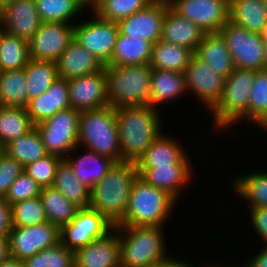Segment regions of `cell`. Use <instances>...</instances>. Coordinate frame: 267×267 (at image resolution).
Masks as SVG:
<instances>
[{
	"mask_svg": "<svg viewBox=\"0 0 267 267\" xmlns=\"http://www.w3.org/2000/svg\"><path fill=\"white\" fill-rule=\"evenodd\" d=\"M121 162L137 163L162 133L157 108L150 105L115 108Z\"/></svg>",
	"mask_w": 267,
	"mask_h": 267,
	"instance_id": "obj_1",
	"label": "cell"
},
{
	"mask_svg": "<svg viewBox=\"0 0 267 267\" xmlns=\"http://www.w3.org/2000/svg\"><path fill=\"white\" fill-rule=\"evenodd\" d=\"M138 175L135 163H116L91 189L90 207L117 225L124 218L131 188Z\"/></svg>",
	"mask_w": 267,
	"mask_h": 267,
	"instance_id": "obj_2",
	"label": "cell"
},
{
	"mask_svg": "<svg viewBox=\"0 0 267 267\" xmlns=\"http://www.w3.org/2000/svg\"><path fill=\"white\" fill-rule=\"evenodd\" d=\"M176 200L139 175L133 182L124 218L115 226H162Z\"/></svg>",
	"mask_w": 267,
	"mask_h": 267,
	"instance_id": "obj_3",
	"label": "cell"
},
{
	"mask_svg": "<svg viewBox=\"0 0 267 267\" xmlns=\"http://www.w3.org/2000/svg\"><path fill=\"white\" fill-rule=\"evenodd\" d=\"M115 227L119 232L121 267H154L167 257L163 226Z\"/></svg>",
	"mask_w": 267,
	"mask_h": 267,
	"instance_id": "obj_4",
	"label": "cell"
},
{
	"mask_svg": "<svg viewBox=\"0 0 267 267\" xmlns=\"http://www.w3.org/2000/svg\"><path fill=\"white\" fill-rule=\"evenodd\" d=\"M107 97L110 106L149 105L152 68L149 64L105 65Z\"/></svg>",
	"mask_w": 267,
	"mask_h": 267,
	"instance_id": "obj_5",
	"label": "cell"
},
{
	"mask_svg": "<svg viewBox=\"0 0 267 267\" xmlns=\"http://www.w3.org/2000/svg\"><path fill=\"white\" fill-rule=\"evenodd\" d=\"M121 162L115 108L105 107L80 112L78 145Z\"/></svg>",
	"mask_w": 267,
	"mask_h": 267,
	"instance_id": "obj_6",
	"label": "cell"
},
{
	"mask_svg": "<svg viewBox=\"0 0 267 267\" xmlns=\"http://www.w3.org/2000/svg\"><path fill=\"white\" fill-rule=\"evenodd\" d=\"M255 70L236 68L225 78L224 88L217 103L209 110L215 126L225 128L242 117L247 119V110Z\"/></svg>",
	"mask_w": 267,
	"mask_h": 267,
	"instance_id": "obj_7",
	"label": "cell"
},
{
	"mask_svg": "<svg viewBox=\"0 0 267 267\" xmlns=\"http://www.w3.org/2000/svg\"><path fill=\"white\" fill-rule=\"evenodd\" d=\"M224 37L236 68L267 69L263 39L259 33L250 32L230 20L219 31Z\"/></svg>",
	"mask_w": 267,
	"mask_h": 267,
	"instance_id": "obj_8",
	"label": "cell"
},
{
	"mask_svg": "<svg viewBox=\"0 0 267 267\" xmlns=\"http://www.w3.org/2000/svg\"><path fill=\"white\" fill-rule=\"evenodd\" d=\"M79 120L80 111L69 108L58 111L50 119L35 126L48 154L65 159L69 153L79 147Z\"/></svg>",
	"mask_w": 267,
	"mask_h": 267,
	"instance_id": "obj_9",
	"label": "cell"
},
{
	"mask_svg": "<svg viewBox=\"0 0 267 267\" xmlns=\"http://www.w3.org/2000/svg\"><path fill=\"white\" fill-rule=\"evenodd\" d=\"M115 225L92 207L79 208L69 224L59 229L60 242L76 251L111 232Z\"/></svg>",
	"mask_w": 267,
	"mask_h": 267,
	"instance_id": "obj_10",
	"label": "cell"
},
{
	"mask_svg": "<svg viewBox=\"0 0 267 267\" xmlns=\"http://www.w3.org/2000/svg\"><path fill=\"white\" fill-rule=\"evenodd\" d=\"M93 15L95 17L91 21L74 25V39L105 66L112 59L119 25L118 22L100 18L96 13Z\"/></svg>",
	"mask_w": 267,
	"mask_h": 267,
	"instance_id": "obj_11",
	"label": "cell"
},
{
	"mask_svg": "<svg viewBox=\"0 0 267 267\" xmlns=\"http://www.w3.org/2000/svg\"><path fill=\"white\" fill-rule=\"evenodd\" d=\"M74 39V26L63 22H41L28 41L30 59L57 62Z\"/></svg>",
	"mask_w": 267,
	"mask_h": 267,
	"instance_id": "obj_12",
	"label": "cell"
},
{
	"mask_svg": "<svg viewBox=\"0 0 267 267\" xmlns=\"http://www.w3.org/2000/svg\"><path fill=\"white\" fill-rule=\"evenodd\" d=\"M10 256L25 260L60 241L59 228L49 222L29 227L12 226L9 234Z\"/></svg>",
	"mask_w": 267,
	"mask_h": 267,
	"instance_id": "obj_13",
	"label": "cell"
},
{
	"mask_svg": "<svg viewBox=\"0 0 267 267\" xmlns=\"http://www.w3.org/2000/svg\"><path fill=\"white\" fill-rule=\"evenodd\" d=\"M169 6L204 32H219L229 21L225 0H168Z\"/></svg>",
	"mask_w": 267,
	"mask_h": 267,
	"instance_id": "obj_14",
	"label": "cell"
},
{
	"mask_svg": "<svg viewBox=\"0 0 267 267\" xmlns=\"http://www.w3.org/2000/svg\"><path fill=\"white\" fill-rule=\"evenodd\" d=\"M187 92L192 91L210 110L221 97L225 77L215 72L195 54L191 56L184 72Z\"/></svg>",
	"mask_w": 267,
	"mask_h": 267,
	"instance_id": "obj_15",
	"label": "cell"
},
{
	"mask_svg": "<svg viewBox=\"0 0 267 267\" xmlns=\"http://www.w3.org/2000/svg\"><path fill=\"white\" fill-rule=\"evenodd\" d=\"M71 108L86 111L109 105L105 68L68 80Z\"/></svg>",
	"mask_w": 267,
	"mask_h": 267,
	"instance_id": "obj_16",
	"label": "cell"
},
{
	"mask_svg": "<svg viewBox=\"0 0 267 267\" xmlns=\"http://www.w3.org/2000/svg\"><path fill=\"white\" fill-rule=\"evenodd\" d=\"M168 6V0H155L147 8L121 19L118 22L119 31L126 36L142 38L155 44L161 40L163 19Z\"/></svg>",
	"mask_w": 267,
	"mask_h": 267,
	"instance_id": "obj_17",
	"label": "cell"
},
{
	"mask_svg": "<svg viewBox=\"0 0 267 267\" xmlns=\"http://www.w3.org/2000/svg\"><path fill=\"white\" fill-rule=\"evenodd\" d=\"M112 231L77 249L75 267H121L119 234L116 227Z\"/></svg>",
	"mask_w": 267,
	"mask_h": 267,
	"instance_id": "obj_18",
	"label": "cell"
},
{
	"mask_svg": "<svg viewBox=\"0 0 267 267\" xmlns=\"http://www.w3.org/2000/svg\"><path fill=\"white\" fill-rule=\"evenodd\" d=\"M0 18L2 30L27 42L41 24L35 0H14L0 10Z\"/></svg>",
	"mask_w": 267,
	"mask_h": 267,
	"instance_id": "obj_19",
	"label": "cell"
},
{
	"mask_svg": "<svg viewBox=\"0 0 267 267\" xmlns=\"http://www.w3.org/2000/svg\"><path fill=\"white\" fill-rule=\"evenodd\" d=\"M71 108L68 80L58 78L49 89L29 100L27 114L34 126L53 117L58 111Z\"/></svg>",
	"mask_w": 267,
	"mask_h": 267,
	"instance_id": "obj_20",
	"label": "cell"
},
{
	"mask_svg": "<svg viewBox=\"0 0 267 267\" xmlns=\"http://www.w3.org/2000/svg\"><path fill=\"white\" fill-rule=\"evenodd\" d=\"M205 33L199 26L168 6L162 24V41L186 47L194 53Z\"/></svg>",
	"mask_w": 267,
	"mask_h": 267,
	"instance_id": "obj_21",
	"label": "cell"
},
{
	"mask_svg": "<svg viewBox=\"0 0 267 267\" xmlns=\"http://www.w3.org/2000/svg\"><path fill=\"white\" fill-rule=\"evenodd\" d=\"M59 78L72 79L101 71L104 66L81 44L73 39L58 59Z\"/></svg>",
	"mask_w": 267,
	"mask_h": 267,
	"instance_id": "obj_22",
	"label": "cell"
},
{
	"mask_svg": "<svg viewBox=\"0 0 267 267\" xmlns=\"http://www.w3.org/2000/svg\"><path fill=\"white\" fill-rule=\"evenodd\" d=\"M170 137H166V134H160L136 163V167L191 166L181 145Z\"/></svg>",
	"mask_w": 267,
	"mask_h": 267,
	"instance_id": "obj_23",
	"label": "cell"
},
{
	"mask_svg": "<svg viewBox=\"0 0 267 267\" xmlns=\"http://www.w3.org/2000/svg\"><path fill=\"white\" fill-rule=\"evenodd\" d=\"M191 168L192 166H156L137 168V171L148 184L164 190L176 200L179 198L180 189L191 180Z\"/></svg>",
	"mask_w": 267,
	"mask_h": 267,
	"instance_id": "obj_24",
	"label": "cell"
},
{
	"mask_svg": "<svg viewBox=\"0 0 267 267\" xmlns=\"http://www.w3.org/2000/svg\"><path fill=\"white\" fill-rule=\"evenodd\" d=\"M194 54L225 78L235 69L226 41L220 32L205 33Z\"/></svg>",
	"mask_w": 267,
	"mask_h": 267,
	"instance_id": "obj_25",
	"label": "cell"
},
{
	"mask_svg": "<svg viewBox=\"0 0 267 267\" xmlns=\"http://www.w3.org/2000/svg\"><path fill=\"white\" fill-rule=\"evenodd\" d=\"M87 151L76 159L69 155L64 160L71 166L78 180L92 189L117 162L105 155Z\"/></svg>",
	"mask_w": 267,
	"mask_h": 267,
	"instance_id": "obj_26",
	"label": "cell"
},
{
	"mask_svg": "<svg viewBox=\"0 0 267 267\" xmlns=\"http://www.w3.org/2000/svg\"><path fill=\"white\" fill-rule=\"evenodd\" d=\"M186 91L183 72L152 69L149 95V105L152 108L159 106V103L178 98Z\"/></svg>",
	"mask_w": 267,
	"mask_h": 267,
	"instance_id": "obj_27",
	"label": "cell"
},
{
	"mask_svg": "<svg viewBox=\"0 0 267 267\" xmlns=\"http://www.w3.org/2000/svg\"><path fill=\"white\" fill-rule=\"evenodd\" d=\"M152 43L132 36H126L119 31L110 66H126L149 64L152 53Z\"/></svg>",
	"mask_w": 267,
	"mask_h": 267,
	"instance_id": "obj_28",
	"label": "cell"
},
{
	"mask_svg": "<svg viewBox=\"0 0 267 267\" xmlns=\"http://www.w3.org/2000/svg\"><path fill=\"white\" fill-rule=\"evenodd\" d=\"M194 53L183 46L157 41L152 45L150 67L152 69L185 72Z\"/></svg>",
	"mask_w": 267,
	"mask_h": 267,
	"instance_id": "obj_29",
	"label": "cell"
},
{
	"mask_svg": "<svg viewBox=\"0 0 267 267\" xmlns=\"http://www.w3.org/2000/svg\"><path fill=\"white\" fill-rule=\"evenodd\" d=\"M24 68L0 71V106L26 108L29 103Z\"/></svg>",
	"mask_w": 267,
	"mask_h": 267,
	"instance_id": "obj_30",
	"label": "cell"
},
{
	"mask_svg": "<svg viewBox=\"0 0 267 267\" xmlns=\"http://www.w3.org/2000/svg\"><path fill=\"white\" fill-rule=\"evenodd\" d=\"M53 187L79 208L90 207L91 189L78 180L64 159L56 169Z\"/></svg>",
	"mask_w": 267,
	"mask_h": 267,
	"instance_id": "obj_31",
	"label": "cell"
},
{
	"mask_svg": "<svg viewBox=\"0 0 267 267\" xmlns=\"http://www.w3.org/2000/svg\"><path fill=\"white\" fill-rule=\"evenodd\" d=\"M3 152L17 160L23 167L48 155L36 127L3 147Z\"/></svg>",
	"mask_w": 267,
	"mask_h": 267,
	"instance_id": "obj_32",
	"label": "cell"
},
{
	"mask_svg": "<svg viewBox=\"0 0 267 267\" xmlns=\"http://www.w3.org/2000/svg\"><path fill=\"white\" fill-rule=\"evenodd\" d=\"M48 222L56 225L59 229L69 224L76 216L79 209L70 202L59 190L53 186L44 187L40 194Z\"/></svg>",
	"mask_w": 267,
	"mask_h": 267,
	"instance_id": "obj_33",
	"label": "cell"
},
{
	"mask_svg": "<svg viewBox=\"0 0 267 267\" xmlns=\"http://www.w3.org/2000/svg\"><path fill=\"white\" fill-rule=\"evenodd\" d=\"M34 127L26 108L0 106V147L25 135Z\"/></svg>",
	"mask_w": 267,
	"mask_h": 267,
	"instance_id": "obj_34",
	"label": "cell"
},
{
	"mask_svg": "<svg viewBox=\"0 0 267 267\" xmlns=\"http://www.w3.org/2000/svg\"><path fill=\"white\" fill-rule=\"evenodd\" d=\"M29 100L46 92L59 78L57 63L30 59L24 68Z\"/></svg>",
	"mask_w": 267,
	"mask_h": 267,
	"instance_id": "obj_35",
	"label": "cell"
},
{
	"mask_svg": "<svg viewBox=\"0 0 267 267\" xmlns=\"http://www.w3.org/2000/svg\"><path fill=\"white\" fill-rule=\"evenodd\" d=\"M29 60L28 42L1 30L0 71L23 69Z\"/></svg>",
	"mask_w": 267,
	"mask_h": 267,
	"instance_id": "obj_36",
	"label": "cell"
},
{
	"mask_svg": "<svg viewBox=\"0 0 267 267\" xmlns=\"http://www.w3.org/2000/svg\"><path fill=\"white\" fill-rule=\"evenodd\" d=\"M229 20L250 32L260 33L267 22L262 0H244L229 10Z\"/></svg>",
	"mask_w": 267,
	"mask_h": 267,
	"instance_id": "obj_37",
	"label": "cell"
},
{
	"mask_svg": "<svg viewBox=\"0 0 267 267\" xmlns=\"http://www.w3.org/2000/svg\"><path fill=\"white\" fill-rule=\"evenodd\" d=\"M249 174L236 178L232 187L238 195L249 201L250 209L267 207V173Z\"/></svg>",
	"mask_w": 267,
	"mask_h": 267,
	"instance_id": "obj_38",
	"label": "cell"
},
{
	"mask_svg": "<svg viewBox=\"0 0 267 267\" xmlns=\"http://www.w3.org/2000/svg\"><path fill=\"white\" fill-rule=\"evenodd\" d=\"M41 22L69 23L85 5L82 0H35Z\"/></svg>",
	"mask_w": 267,
	"mask_h": 267,
	"instance_id": "obj_39",
	"label": "cell"
},
{
	"mask_svg": "<svg viewBox=\"0 0 267 267\" xmlns=\"http://www.w3.org/2000/svg\"><path fill=\"white\" fill-rule=\"evenodd\" d=\"M247 119L261 127L267 122V69L255 70L251 88Z\"/></svg>",
	"mask_w": 267,
	"mask_h": 267,
	"instance_id": "obj_40",
	"label": "cell"
},
{
	"mask_svg": "<svg viewBox=\"0 0 267 267\" xmlns=\"http://www.w3.org/2000/svg\"><path fill=\"white\" fill-rule=\"evenodd\" d=\"M155 0H101L93 9L100 18L119 22L147 8Z\"/></svg>",
	"mask_w": 267,
	"mask_h": 267,
	"instance_id": "obj_41",
	"label": "cell"
},
{
	"mask_svg": "<svg viewBox=\"0 0 267 267\" xmlns=\"http://www.w3.org/2000/svg\"><path fill=\"white\" fill-rule=\"evenodd\" d=\"M10 207L12 226L29 227L48 222L40 196L16 202Z\"/></svg>",
	"mask_w": 267,
	"mask_h": 267,
	"instance_id": "obj_42",
	"label": "cell"
},
{
	"mask_svg": "<svg viewBox=\"0 0 267 267\" xmlns=\"http://www.w3.org/2000/svg\"><path fill=\"white\" fill-rule=\"evenodd\" d=\"M24 267H75L74 251L60 241L23 260Z\"/></svg>",
	"mask_w": 267,
	"mask_h": 267,
	"instance_id": "obj_43",
	"label": "cell"
},
{
	"mask_svg": "<svg viewBox=\"0 0 267 267\" xmlns=\"http://www.w3.org/2000/svg\"><path fill=\"white\" fill-rule=\"evenodd\" d=\"M63 159L48 154L45 157L24 167V171L31 176L42 188L53 186L56 169Z\"/></svg>",
	"mask_w": 267,
	"mask_h": 267,
	"instance_id": "obj_44",
	"label": "cell"
},
{
	"mask_svg": "<svg viewBox=\"0 0 267 267\" xmlns=\"http://www.w3.org/2000/svg\"><path fill=\"white\" fill-rule=\"evenodd\" d=\"M42 187L25 171H23L16 180L11 184L5 200L10 204H14L26 199L39 197Z\"/></svg>",
	"mask_w": 267,
	"mask_h": 267,
	"instance_id": "obj_45",
	"label": "cell"
},
{
	"mask_svg": "<svg viewBox=\"0 0 267 267\" xmlns=\"http://www.w3.org/2000/svg\"><path fill=\"white\" fill-rule=\"evenodd\" d=\"M24 171V167L5 152L0 155V196L5 197L11 184Z\"/></svg>",
	"mask_w": 267,
	"mask_h": 267,
	"instance_id": "obj_46",
	"label": "cell"
},
{
	"mask_svg": "<svg viewBox=\"0 0 267 267\" xmlns=\"http://www.w3.org/2000/svg\"><path fill=\"white\" fill-rule=\"evenodd\" d=\"M250 212L252 227H254L255 232L259 234L260 238L267 245V207L252 208Z\"/></svg>",
	"mask_w": 267,
	"mask_h": 267,
	"instance_id": "obj_47",
	"label": "cell"
},
{
	"mask_svg": "<svg viewBox=\"0 0 267 267\" xmlns=\"http://www.w3.org/2000/svg\"><path fill=\"white\" fill-rule=\"evenodd\" d=\"M12 228L11 207L3 196H0V237H9Z\"/></svg>",
	"mask_w": 267,
	"mask_h": 267,
	"instance_id": "obj_48",
	"label": "cell"
},
{
	"mask_svg": "<svg viewBox=\"0 0 267 267\" xmlns=\"http://www.w3.org/2000/svg\"><path fill=\"white\" fill-rule=\"evenodd\" d=\"M255 257L245 264V267H267V245Z\"/></svg>",
	"mask_w": 267,
	"mask_h": 267,
	"instance_id": "obj_49",
	"label": "cell"
},
{
	"mask_svg": "<svg viewBox=\"0 0 267 267\" xmlns=\"http://www.w3.org/2000/svg\"><path fill=\"white\" fill-rule=\"evenodd\" d=\"M154 267H192L187 262L166 257L163 261L157 263Z\"/></svg>",
	"mask_w": 267,
	"mask_h": 267,
	"instance_id": "obj_50",
	"label": "cell"
},
{
	"mask_svg": "<svg viewBox=\"0 0 267 267\" xmlns=\"http://www.w3.org/2000/svg\"><path fill=\"white\" fill-rule=\"evenodd\" d=\"M10 256L9 238L0 237V262Z\"/></svg>",
	"mask_w": 267,
	"mask_h": 267,
	"instance_id": "obj_51",
	"label": "cell"
},
{
	"mask_svg": "<svg viewBox=\"0 0 267 267\" xmlns=\"http://www.w3.org/2000/svg\"><path fill=\"white\" fill-rule=\"evenodd\" d=\"M0 267H24L23 260L9 256L0 262Z\"/></svg>",
	"mask_w": 267,
	"mask_h": 267,
	"instance_id": "obj_52",
	"label": "cell"
},
{
	"mask_svg": "<svg viewBox=\"0 0 267 267\" xmlns=\"http://www.w3.org/2000/svg\"><path fill=\"white\" fill-rule=\"evenodd\" d=\"M85 6L90 5L93 9L101 0H82Z\"/></svg>",
	"mask_w": 267,
	"mask_h": 267,
	"instance_id": "obj_53",
	"label": "cell"
},
{
	"mask_svg": "<svg viewBox=\"0 0 267 267\" xmlns=\"http://www.w3.org/2000/svg\"><path fill=\"white\" fill-rule=\"evenodd\" d=\"M244 0H225L226 5L228 9L230 10L234 5L238 4L239 2H242Z\"/></svg>",
	"mask_w": 267,
	"mask_h": 267,
	"instance_id": "obj_54",
	"label": "cell"
},
{
	"mask_svg": "<svg viewBox=\"0 0 267 267\" xmlns=\"http://www.w3.org/2000/svg\"><path fill=\"white\" fill-rule=\"evenodd\" d=\"M262 39H267V22L263 26L262 31L259 33Z\"/></svg>",
	"mask_w": 267,
	"mask_h": 267,
	"instance_id": "obj_55",
	"label": "cell"
},
{
	"mask_svg": "<svg viewBox=\"0 0 267 267\" xmlns=\"http://www.w3.org/2000/svg\"><path fill=\"white\" fill-rule=\"evenodd\" d=\"M14 0H0V10H2L6 5L10 4Z\"/></svg>",
	"mask_w": 267,
	"mask_h": 267,
	"instance_id": "obj_56",
	"label": "cell"
},
{
	"mask_svg": "<svg viewBox=\"0 0 267 267\" xmlns=\"http://www.w3.org/2000/svg\"><path fill=\"white\" fill-rule=\"evenodd\" d=\"M263 43H264L266 57H267V39H263Z\"/></svg>",
	"mask_w": 267,
	"mask_h": 267,
	"instance_id": "obj_57",
	"label": "cell"
},
{
	"mask_svg": "<svg viewBox=\"0 0 267 267\" xmlns=\"http://www.w3.org/2000/svg\"><path fill=\"white\" fill-rule=\"evenodd\" d=\"M262 2L264 3V7H265L266 12H267V0H262Z\"/></svg>",
	"mask_w": 267,
	"mask_h": 267,
	"instance_id": "obj_58",
	"label": "cell"
},
{
	"mask_svg": "<svg viewBox=\"0 0 267 267\" xmlns=\"http://www.w3.org/2000/svg\"><path fill=\"white\" fill-rule=\"evenodd\" d=\"M261 128L267 130V122Z\"/></svg>",
	"mask_w": 267,
	"mask_h": 267,
	"instance_id": "obj_59",
	"label": "cell"
},
{
	"mask_svg": "<svg viewBox=\"0 0 267 267\" xmlns=\"http://www.w3.org/2000/svg\"><path fill=\"white\" fill-rule=\"evenodd\" d=\"M2 152H3V147H0V155H1Z\"/></svg>",
	"mask_w": 267,
	"mask_h": 267,
	"instance_id": "obj_60",
	"label": "cell"
},
{
	"mask_svg": "<svg viewBox=\"0 0 267 267\" xmlns=\"http://www.w3.org/2000/svg\"><path fill=\"white\" fill-rule=\"evenodd\" d=\"M2 26H1V18H0V31L2 30V28H1Z\"/></svg>",
	"mask_w": 267,
	"mask_h": 267,
	"instance_id": "obj_61",
	"label": "cell"
}]
</instances>
